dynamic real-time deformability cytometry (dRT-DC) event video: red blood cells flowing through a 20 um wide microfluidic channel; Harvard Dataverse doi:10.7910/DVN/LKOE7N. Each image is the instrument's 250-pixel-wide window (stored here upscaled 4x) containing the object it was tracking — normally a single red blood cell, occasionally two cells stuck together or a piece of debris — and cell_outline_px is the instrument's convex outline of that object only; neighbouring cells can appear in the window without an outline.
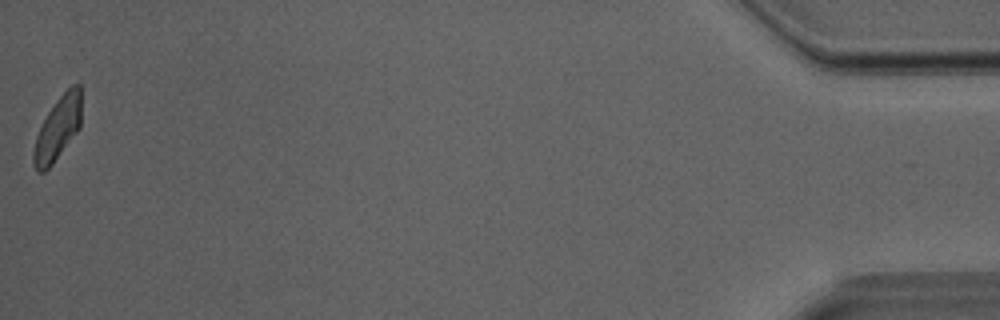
{"species": "Egyptian fruit bat (a non-hibernating species)", "species_latin": "Rousettus aegyptiacus", "temperature_condition": "room temperature", "stored_images_in_passage": 32, "camera_frame_rate_fps": 3000, "um_per_image_px": 0.085, "animal": {"sex": "male"}, "frame": {"image": 1, "passage_image": 32, "time_ms": 10.333, "image_size_px": [1000, 320], "cell_outline_px": [[80, 128], [52, 164], [44, 172], [36, 172], [32, 160], [32, 152], [36, 136], [48, 112], [56, 100], [72, 84], [80, 84]], "centroid_in_image_um": [4.88, 10.95], "position_along_channel_um": 430.3, "area_um2": 17.46}}